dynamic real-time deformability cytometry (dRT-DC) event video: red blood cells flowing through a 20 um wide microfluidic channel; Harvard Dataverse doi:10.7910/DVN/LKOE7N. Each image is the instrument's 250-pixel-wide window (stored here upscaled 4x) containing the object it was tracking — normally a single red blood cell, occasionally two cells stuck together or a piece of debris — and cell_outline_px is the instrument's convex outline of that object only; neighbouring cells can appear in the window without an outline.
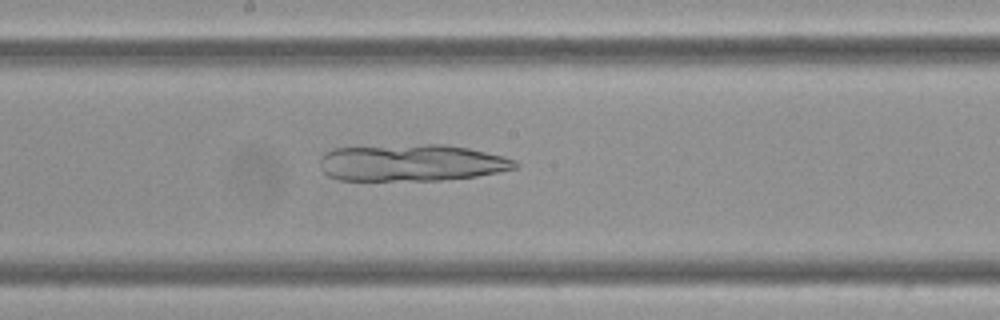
{"species": "Egyptian fruit bat (a non-hibernating species)", "species_latin": "Rousettus aegyptiacus", "temperature_condition": "cold", "stored_images_in_passage": 43, "camera_frame_rate_fps": 3000, "um_per_image_px": 0.085, "frame": {"image": 1, "passage_image": 16, "time_ms": 5.0, "image_size_px": [1000, 320], "cell_outline_px": [[520, 164], [516, 168], [476, 176], [440, 180], [340, 180], [328, 176], [320, 168], [320, 156], [324, 152], [332, 148], [424, 144], [444, 144], [468, 148], [504, 156], [516, 160]], "centroid_in_image_um": [34.96, 13.83], "position_along_channel_um": 213.2, "area_um2": 42.02}}
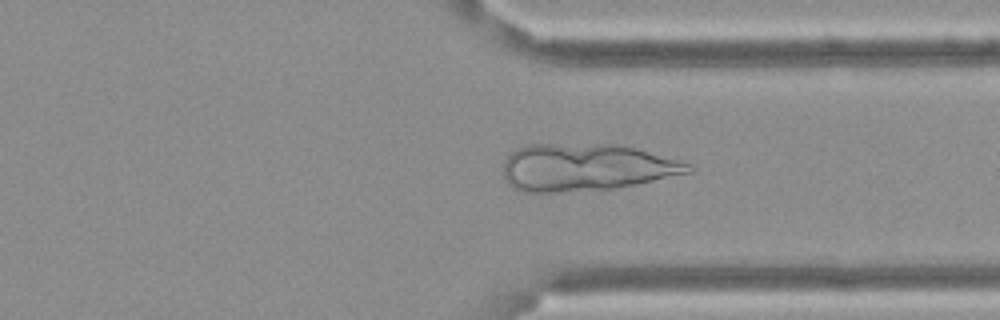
{"frame": {"image": 2, "passage_image": 29, "time_ms": 9.333, "image_size_px": [1000, 320], "cell_outline_px": [[692, 172], [616, 188], [556, 192], [520, 192], [512, 188], [504, 180], [504, 160], [508, 152], [528, 144], [616, 144], [636, 148], [680, 160], [692, 164]], "centroid_in_image_um": [49.76, 14.22], "position_along_channel_um": 361.6, "area_um2": 51.21}}
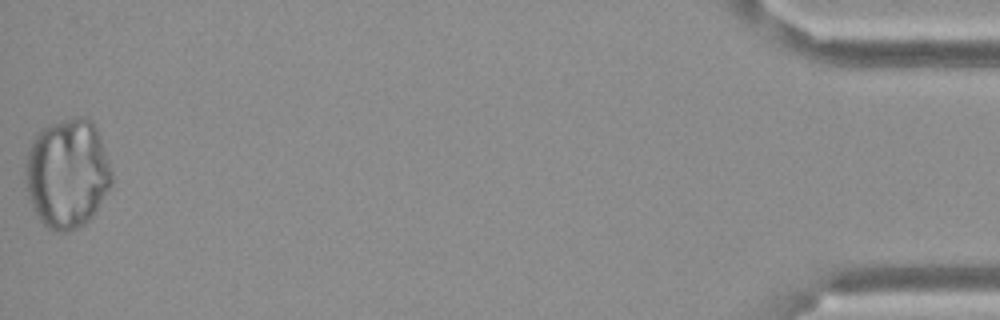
{"frame": {"image": 3, "passage_image": 43, "time_ms": 14.0, "image_size_px": [1000, 320], "cell_outline_px": [[112, 184], [92, 216], [84, 224], [76, 228], [64, 232], [56, 232], [48, 228], [36, 216], [28, 200], [24, 180], [24, 164], [32, 140], [36, 132], [40, 128], [48, 124], [72, 116], [84, 116], [92, 120], [100, 136], [112, 172]], "centroid_in_image_um": [5.67, 14.72], "position_along_channel_um": 429.5, "area_um2": 55.89}}